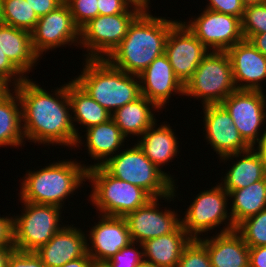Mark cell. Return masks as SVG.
Segmentation results:
<instances>
[{
    "label": "cell",
    "instance_id": "49",
    "mask_svg": "<svg viewBox=\"0 0 266 267\" xmlns=\"http://www.w3.org/2000/svg\"><path fill=\"white\" fill-rule=\"evenodd\" d=\"M91 267H112L108 261L93 260Z\"/></svg>",
    "mask_w": 266,
    "mask_h": 267
},
{
    "label": "cell",
    "instance_id": "17",
    "mask_svg": "<svg viewBox=\"0 0 266 267\" xmlns=\"http://www.w3.org/2000/svg\"><path fill=\"white\" fill-rule=\"evenodd\" d=\"M87 237V253L92 260L108 261L131 242L127 221L124 217L97 214Z\"/></svg>",
    "mask_w": 266,
    "mask_h": 267
},
{
    "label": "cell",
    "instance_id": "41",
    "mask_svg": "<svg viewBox=\"0 0 266 267\" xmlns=\"http://www.w3.org/2000/svg\"><path fill=\"white\" fill-rule=\"evenodd\" d=\"M0 246H14L13 214L0 215Z\"/></svg>",
    "mask_w": 266,
    "mask_h": 267
},
{
    "label": "cell",
    "instance_id": "36",
    "mask_svg": "<svg viewBox=\"0 0 266 267\" xmlns=\"http://www.w3.org/2000/svg\"><path fill=\"white\" fill-rule=\"evenodd\" d=\"M143 259V245L138 242H131L111 257L108 262L112 267H137Z\"/></svg>",
    "mask_w": 266,
    "mask_h": 267
},
{
    "label": "cell",
    "instance_id": "45",
    "mask_svg": "<svg viewBox=\"0 0 266 267\" xmlns=\"http://www.w3.org/2000/svg\"><path fill=\"white\" fill-rule=\"evenodd\" d=\"M93 260L88 253L81 258L65 263L62 267H91Z\"/></svg>",
    "mask_w": 266,
    "mask_h": 267
},
{
    "label": "cell",
    "instance_id": "23",
    "mask_svg": "<svg viewBox=\"0 0 266 267\" xmlns=\"http://www.w3.org/2000/svg\"><path fill=\"white\" fill-rule=\"evenodd\" d=\"M198 240L207 248L212 267H249V247L236 230L215 231Z\"/></svg>",
    "mask_w": 266,
    "mask_h": 267
},
{
    "label": "cell",
    "instance_id": "19",
    "mask_svg": "<svg viewBox=\"0 0 266 267\" xmlns=\"http://www.w3.org/2000/svg\"><path fill=\"white\" fill-rule=\"evenodd\" d=\"M226 52L231 60L237 90L263 91L262 84L266 82V56L248 40L236 43Z\"/></svg>",
    "mask_w": 266,
    "mask_h": 267
},
{
    "label": "cell",
    "instance_id": "2",
    "mask_svg": "<svg viewBox=\"0 0 266 267\" xmlns=\"http://www.w3.org/2000/svg\"><path fill=\"white\" fill-rule=\"evenodd\" d=\"M150 11H143L132 22L124 39L106 58L113 67L138 76L164 54L170 29L179 20L153 16Z\"/></svg>",
    "mask_w": 266,
    "mask_h": 267
},
{
    "label": "cell",
    "instance_id": "26",
    "mask_svg": "<svg viewBox=\"0 0 266 267\" xmlns=\"http://www.w3.org/2000/svg\"><path fill=\"white\" fill-rule=\"evenodd\" d=\"M159 110L161 111L155 103L141 95L135 101L116 110L111 118L126 138H140L144 132L158 122L155 112H160Z\"/></svg>",
    "mask_w": 266,
    "mask_h": 267
},
{
    "label": "cell",
    "instance_id": "50",
    "mask_svg": "<svg viewBox=\"0 0 266 267\" xmlns=\"http://www.w3.org/2000/svg\"><path fill=\"white\" fill-rule=\"evenodd\" d=\"M266 0H241V2L243 3L244 6L247 5H253V4H259L262 2H265Z\"/></svg>",
    "mask_w": 266,
    "mask_h": 267
},
{
    "label": "cell",
    "instance_id": "34",
    "mask_svg": "<svg viewBox=\"0 0 266 267\" xmlns=\"http://www.w3.org/2000/svg\"><path fill=\"white\" fill-rule=\"evenodd\" d=\"M176 267H212L207 248L198 239H192L183 249Z\"/></svg>",
    "mask_w": 266,
    "mask_h": 267
},
{
    "label": "cell",
    "instance_id": "30",
    "mask_svg": "<svg viewBox=\"0 0 266 267\" xmlns=\"http://www.w3.org/2000/svg\"><path fill=\"white\" fill-rule=\"evenodd\" d=\"M230 214L236 227L266 208V176L249 186L229 192Z\"/></svg>",
    "mask_w": 266,
    "mask_h": 267
},
{
    "label": "cell",
    "instance_id": "38",
    "mask_svg": "<svg viewBox=\"0 0 266 267\" xmlns=\"http://www.w3.org/2000/svg\"><path fill=\"white\" fill-rule=\"evenodd\" d=\"M0 79L11 88L18 86L26 77L9 61L0 49ZM13 86V87H12Z\"/></svg>",
    "mask_w": 266,
    "mask_h": 267
},
{
    "label": "cell",
    "instance_id": "16",
    "mask_svg": "<svg viewBox=\"0 0 266 267\" xmlns=\"http://www.w3.org/2000/svg\"><path fill=\"white\" fill-rule=\"evenodd\" d=\"M203 135L216 152L218 159L249 150L251 147L240 136L230 114L221 104L202 106Z\"/></svg>",
    "mask_w": 266,
    "mask_h": 267
},
{
    "label": "cell",
    "instance_id": "3",
    "mask_svg": "<svg viewBox=\"0 0 266 267\" xmlns=\"http://www.w3.org/2000/svg\"><path fill=\"white\" fill-rule=\"evenodd\" d=\"M81 163L70 158L53 161L36 171L26 170L20 182L19 202L55 205L64 210L65 201L86 184L87 165Z\"/></svg>",
    "mask_w": 266,
    "mask_h": 267
},
{
    "label": "cell",
    "instance_id": "27",
    "mask_svg": "<svg viewBox=\"0 0 266 267\" xmlns=\"http://www.w3.org/2000/svg\"><path fill=\"white\" fill-rule=\"evenodd\" d=\"M191 240L181 225L174 232L142 243L144 259L158 267H176L183 249Z\"/></svg>",
    "mask_w": 266,
    "mask_h": 267
},
{
    "label": "cell",
    "instance_id": "46",
    "mask_svg": "<svg viewBox=\"0 0 266 267\" xmlns=\"http://www.w3.org/2000/svg\"><path fill=\"white\" fill-rule=\"evenodd\" d=\"M14 250V246H0V267H5L9 255Z\"/></svg>",
    "mask_w": 266,
    "mask_h": 267
},
{
    "label": "cell",
    "instance_id": "25",
    "mask_svg": "<svg viewBox=\"0 0 266 267\" xmlns=\"http://www.w3.org/2000/svg\"><path fill=\"white\" fill-rule=\"evenodd\" d=\"M0 49L26 78L40 60L32 46L31 32L24 29L0 25Z\"/></svg>",
    "mask_w": 266,
    "mask_h": 267
},
{
    "label": "cell",
    "instance_id": "47",
    "mask_svg": "<svg viewBox=\"0 0 266 267\" xmlns=\"http://www.w3.org/2000/svg\"><path fill=\"white\" fill-rule=\"evenodd\" d=\"M129 1L133 6L138 7L139 9L143 11H149L150 10V0H127Z\"/></svg>",
    "mask_w": 266,
    "mask_h": 267
},
{
    "label": "cell",
    "instance_id": "43",
    "mask_svg": "<svg viewBox=\"0 0 266 267\" xmlns=\"http://www.w3.org/2000/svg\"><path fill=\"white\" fill-rule=\"evenodd\" d=\"M249 267H266V245L249 247Z\"/></svg>",
    "mask_w": 266,
    "mask_h": 267
},
{
    "label": "cell",
    "instance_id": "14",
    "mask_svg": "<svg viewBox=\"0 0 266 267\" xmlns=\"http://www.w3.org/2000/svg\"><path fill=\"white\" fill-rule=\"evenodd\" d=\"M32 46L40 57L48 50L80 44V28L75 24L68 5L63 2L55 10L38 19L31 31Z\"/></svg>",
    "mask_w": 266,
    "mask_h": 267
},
{
    "label": "cell",
    "instance_id": "12",
    "mask_svg": "<svg viewBox=\"0 0 266 267\" xmlns=\"http://www.w3.org/2000/svg\"><path fill=\"white\" fill-rule=\"evenodd\" d=\"M141 13L98 15L80 29V49L84 59H106L121 43L129 26Z\"/></svg>",
    "mask_w": 266,
    "mask_h": 267
},
{
    "label": "cell",
    "instance_id": "8",
    "mask_svg": "<svg viewBox=\"0 0 266 267\" xmlns=\"http://www.w3.org/2000/svg\"><path fill=\"white\" fill-rule=\"evenodd\" d=\"M209 189V190H208ZM229 193L218 183L200 191L187 205L181 218L182 226L192 239H199L220 228L218 233L235 230L229 208ZM225 225V226H224ZM209 231V232H208ZM204 233V235H203Z\"/></svg>",
    "mask_w": 266,
    "mask_h": 267
},
{
    "label": "cell",
    "instance_id": "5",
    "mask_svg": "<svg viewBox=\"0 0 266 267\" xmlns=\"http://www.w3.org/2000/svg\"><path fill=\"white\" fill-rule=\"evenodd\" d=\"M123 150V151H122ZM102 167L113 177L145 190L152 198H163L173 192L177 179L160 170L134 143L110 157Z\"/></svg>",
    "mask_w": 266,
    "mask_h": 267
},
{
    "label": "cell",
    "instance_id": "7",
    "mask_svg": "<svg viewBox=\"0 0 266 267\" xmlns=\"http://www.w3.org/2000/svg\"><path fill=\"white\" fill-rule=\"evenodd\" d=\"M232 64L226 51H209L184 85V95L201 100L202 106L221 104L236 91Z\"/></svg>",
    "mask_w": 266,
    "mask_h": 267
},
{
    "label": "cell",
    "instance_id": "40",
    "mask_svg": "<svg viewBox=\"0 0 266 267\" xmlns=\"http://www.w3.org/2000/svg\"><path fill=\"white\" fill-rule=\"evenodd\" d=\"M208 5H206V9L230 14L236 17H239L241 20L244 15L245 6L241 2V0H207Z\"/></svg>",
    "mask_w": 266,
    "mask_h": 267
},
{
    "label": "cell",
    "instance_id": "10",
    "mask_svg": "<svg viewBox=\"0 0 266 267\" xmlns=\"http://www.w3.org/2000/svg\"><path fill=\"white\" fill-rule=\"evenodd\" d=\"M221 105L230 114L243 140L250 147H259L266 134V94L264 91L236 90Z\"/></svg>",
    "mask_w": 266,
    "mask_h": 267
},
{
    "label": "cell",
    "instance_id": "13",
    "mask_svg": "<svg viewBox=\"0 0 266 267\" xmlns=\"http://www.w3.org/2000/svg\"><path fill=\"white\" fill-rule=\"evenodd\" d=\"M203 9L197 17L182 22L209 50L227 51L244 40L239 17Z\"/></svg>",
    "mask_w": 266,
    "mask_h": 267
},
{
    "label": "cell",
    "instance_id": "18",
    "mask_svg": "<svg viewBox=\"0 0 266 267\" xmlns=\"http://www.w3.org/2000/svg\"><path fill=\"white\" fill-rule=\"evenodd\" d=\"M138 77L141 95L161 110L166 109L172 96H184V85L175 76L165 54L157 57Z\"/></svg>",
    "mask_w": 266,
    "mask_h": 267
},
{
    "label": "cell",
    "instance_id": "9",
    "mask_svg": "<svg viewBox=\"0 0 266 267\" xmlns=\"http://www.w3.org/2000/svg\"><path fill=\"white\" fill-rule=\"evenodd\" d=\"M20 203H23L21 215H13L14 249L35 252L64 226L61 221L64 210L55 205Z\"/></svg>",
    "mask_w": 266,
    "mask_h": 267
},
{
    "label": "cell",
    "instance_id": "32",
    "mask_svg": "<svg viewBox=\"0 0 266 267\" xmlns=\"http://www.w3.org/2000/svg\"><path fill=\"white\" fill-rule=\"evenodd\" d=\"M235 230L242 236L248 247L266 245V208L244 219Z\"/></svg>",
    "mask_w": 266,
    "mask_h": 267
},
{
    "label": "cell",
    "instance_id": "42",
    "mask_svg": "<svg viewBox=\"0 0 266 267\" xmlns=\"http://www.w3.org/2000/svg\"><path fill=\"white\" fill-rule=\"evenodd\" d=\"M38 18L45 16L60 6L64 0H26Z\"/></svg>",
    "mask_w": 266,
    "mask_h": 267
},
{
    "label": "cell",
    "instance_id": "33",
    "mask_svg": "<svg viewBox=\"0 0 266 267\" xmlns=\"http://www.w3.org/2000/svg\"><path fill=\"white\" fill-rule=\"evenodd\" d=\"M241 22L244 40L255 34L266 33V1L245 6Z\"/></svg>",
    "mask_w": 266,
    "mask_h": 267
},
{
    "label": "cell",
    "instance_id": "29",
    "mask_svg": "<svg viewBox=\"0 0 266 267\" xmlns=\"http://www.w3.org/2000/svg\"><path fill=\"white\" fill-rule=\"evenodd\" d=\"M22 129L21 103L14 88L0 99V147L25 146Z\"/></svg>",
    "mask_w": 266,
    "mask_h": 267
},
{
    "label": "cell",
    "instance_id": "39",
    "mask_svg": "<svg viewBox=\"0 0 266 267\" xmlns=\"http://www.w3.org/2000/svg\"><path fill=\"white\" fill-rule=\"evenodd\" d=\"M5 267H47L35 252L13 250Z\"/></svg>",
    "mask_w": 266,
    "mask_h": 267
},
{
    "label": "cell",
    "instance_id": "4",
    "mask_svg": "<svg viewBox=\"0 0 266 267\" xmlns=\"http://www.w3.org/2000/svg\"><path fill=\"white\" fill-rule=\"evenodd\" d=\"M84 60L80 75L73 80L111 115L141 96L137 75L113 67L106 59Z\"/></svg>",
    "mask_w": 266,
    "mask_h": 267
},
{
    "label": "cell",
    "instance_id": "21",
    "mask_svg": "<svg viewBox=\"0 0 266 267\" xmlns=\"http://www.w3.org/2000/svg\"><path fill=\"white\" fill-rule=\"evenodd\" d=\"M227 161L232 162V166L226 170L219 184L228 193L245 188L266 176V158L258 147H251L247 151L220 158V163L226 164Z\"/></svg>",
    "mask_w": 266,
    "mask_h": 267
},
{
    "label": "cell",
    "instance_id": "6",
    "mask_svg": "<svg viewBox=\"0 0 266 267\" xmlns=\"http://www.w3.org/2000/svg\"><path fill=\"white\" fill-rule=\"evenodd\" d=\"M87 180L92 187L88 201L101 215L125 217L152 199L142 188L113 177L102 166L87 169Z\"/></svg>",
    "mask_w": 266,
    "mask_h": 267
},
{
    "label": "cell",
    "instance_id": "28",
    "mask_svg": "<svg viewBox=\"0 0 266 267\" xmlns=\"http://www.w3.org/2000/svg\"><path fill=\"white\" fill-rule=\"evenodd\" d=\"M68 98L71 106L72 123L77 137L79 129L99 125L111 119L112 115L91 98L72 78L68 82ZM80 127L77 128V124Z\"/></svg>",
    "mask_w": 266,
    "mask_h": 267
},
{
    "label": "cell",
    "instance_id": "24",
    "mask_svg": "<svg viewBox=\"0 0 266 267\" xmlns=\"http://www.w3.org/2000/svg\"><path fill=\"white\" fill-rule=\"evenodd\" d=\"M176 136L169 123L163 122L158 125L156 122L140 136L141 138H136V144L145 156L163 171L165 165L168 166V163L179 156L177 154L180 153V145Z\"/></svg>",
    "mask_w": 266,
    "mask_h": 267
},
{
    "label": "cell",
    "instance_id": "51",
    "mask_svg": "<svg viewBox=\"0 0 266 267\" xmlns=\"http://www.w3.org/2000/svg\"><path fill=\"white\" fill-rule=\"evenodd\" d=\"M137 267H158L156 265H154L153 263H151L150 261H147L145 259H143Z\"/></svg>",
    "mask_w": 266,
    "mask_h": 267
},
{
    "label": "cell",
    "instance_id": "11",
    "mask_svg": "<svg viewBox=\"0 0 266 267\" xmlns=\"http://www.w3.org/2000/svg\"><path fill=\"white\" fill-rule=\"evenodd\" d=\"M175 183L171 194L163 198H152L145 206L137 208L124 217L128 224L132 242L142 244L149 239L174 232L182 225V217L177 213L181 211L177 209L175 211L171 207L168 208V205L167 207L164 206L165 209H162L164 207H160L162 205L159 203L167 201L170 204L173 201L174 204L176 197L179 200L177 182Z\"/></svg>",
    "mask_w": 266,
    "mask_h": 267
},
{
    "label": "cell",
    "instance_id": "37",
    "mask_svg": "<svg viewBox=\"0 0 266 267\" xmlns=\"http://www.w3.org/2000/svg\"><path fill=\"white\" fill-rule=\"evenodd\" d=\"M99 15H115L120 13H142L143 10L133 6L127 0H98Z\"/></svg>",
    "mask_w": 266,
    "mask_h": 267
},
{
    "label": "cell",
    "instance_id": "35",
    "mask_svg": "<svg viewBox=\"0 0 266 267\" xmlns=\"http://www.w3.org/2000/svg\"><path fill=\"white\" fill-rule=\"evenodd\" d=\"M68 5L75 24L81 29L99 15L98 0H64Z\"/></svg>",
    "mask_w": 266,
    "mask_h": 267
},
{
    "label": "cell",
    "instance_id": "52",
    "mask_svg": "<svg viewBox=\"0 0 266 267\" xmlns=\"http://www.w3.org/2000/svg\"><path fill=\"white\" fill-rule=\"evenodd\" d=\"M258 148L262 151L264 157L266 158V134L264 135L262 144Z\"/></svg>",
    "mask_w": 266,
    "mask_h": 267
},
{
    "label": "cell",
    "instance_id": "1",
    "mask_svg": "<svg viewBox=\"0 0 266 267\" xmlns=\"http://www.w3.org/2000/svg\"><path fill=\"white\" fill-rule=\"evenodd\" d=\"M26 78L14 87L21 103L22 129L25 141L43 146H66L71 151L77 143L68 98V81L51 89L40 87ZM53 90V91H52ZM73 147V148H72Z\"/></svg>",
    "mask_w": 266,
    "mask_h": 267
},
{
    "label": "cell",
    "instance_id": "31",
    "mask_svg": "<svg viewBox=\"0 0 266 267\" xmlns=\"http://www.w3.org/2000/svg\"><path fill=\"white\" fill-rule=\"evenodd\" d=\"M3 23L31 32L38 16L26 0H2Z\"/></svg>",
    "mask_w": 266,
    "mask_h": 267
},
{
    "label": "cell",
    "instance_id": "22",
    "mask_svg": "<svg viewBox=\"0 0 266 267\" xmlns=\"http://www.w3.org/2000/svg\"><path fill=\"white\" fill-rule=\"evenodd\" d=\"M84 137L80 135L74 148L83 145L88 155L94 160V164H88L87 169L95 166H102L110 157L116 155L125 147L126 137L121 133L114 120L111 118L105 123L90 127ZM85 138V139H84ZM83 139V140H82ZM96 161V162H95Z\"/></svg>",
    "mask_w": 266,
    "mask_h": 267
},
{
    "label": "cell",
    "instance_id": "44",
    "mask_svg": "<svg viewBox=\"0 0 266 267\" xmlns=\"http://www.w3.org/2000/svg\"><path fill=\"white\" fill-rule=\"evenodd\" d=\"M248 41L266 56V33L252 35Z\"/></svg>",
    "mask_w": 266,
    "mask_h": 267
},
{
    "label": "cell",
    "instance_id": "15",
    "mask_svg": "<svg viewBox=\"0 0 266 267\" xmlns=\"http://www.w3.org/2000/svg\"><path fill=\"white\" fill-rule=\"evenodd\" d=\"M210 50L179 20L165 43L167 56L175 76L185 85Z\"/></svg>",
    "mask_w": 266,
    "mask_h": 267
},
{
    "label": "cell",
    "instance_id": "53",
    "mask_svg": "<svg viewBox=\"0 0 266 267\" xmlns=\"http://www.w3.org/2000/svg\"><path fill=\"white\" fill-rule=\"evenodd\" d=\"M2 0H0V25H3Z\"/></svg>",
    "mask_w": 266,
    "mask_h": 267
},
{
    "label": "cell",
    "instance_id": "20",
    "mask_svg": "<svg viewBox=\"0 0 266 267\" xmlns=\"http://www.w3.org/2000/svg\"><path fill=\"white\" fill-rule=\"evenodd\" d=\"M74 225L65 224L47 244L35 251L47 267H62L87 254L86 232Z\"/></svg>",
    "mask_w": 266,
    "mask_h": 267
},
{
    "label": "cell",
    "instance_id": "48",
    "mask_svg": "<svg viewBox=\"0 0 266 267\" xmlns=\"http://www.w3.org/2000/svg\"><path fill=\"white\" fill-rule=\"evenodd\" d=\"M10 86L0 79V99L10 90Z\"/></svg>",
    "mask_w": 266,
    "mask_h": 267
}]
</instances>
